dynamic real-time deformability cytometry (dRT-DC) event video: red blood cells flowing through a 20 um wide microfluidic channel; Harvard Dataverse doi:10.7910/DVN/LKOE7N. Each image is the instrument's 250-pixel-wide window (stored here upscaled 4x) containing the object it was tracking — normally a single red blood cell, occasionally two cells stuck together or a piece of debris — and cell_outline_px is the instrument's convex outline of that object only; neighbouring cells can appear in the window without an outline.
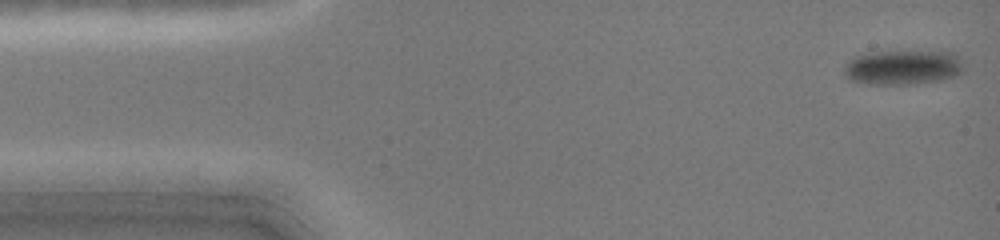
{"species": "common noctule bat (a hibernating species)", "species_latin": "Nyctalus noctula", "temperature_condition": "cold", "stored_images_in_passage": 49, "camera_frame_rate_fps": 3000, "um_per_image_px": 0.085, "animal": {"sex": "female", "body_mass_g": 19.0, "forearm_length_mm": 51.5}, "frame": {"image": 1, "passage_image": 1, "time_ms": 0.0, "image_size_px": [1000, 240], "cell_outline_px": [[964, 72], [956, 76], [944, 80], [908, 84], [872, 84], [848, 80], [844, 76], [844, 68], [848, 60], [852, 56], [872, 52], [956, 52], [960, 56], [964, 68]], "centroid_in_image_um": [76.76, 5.73], "position_along_channel_um": 8.2, "area_um2": 24.45}}
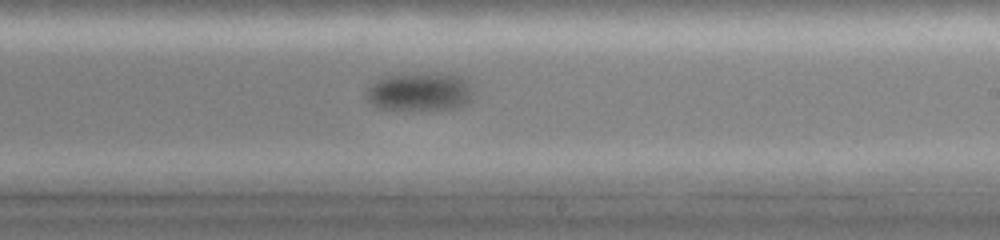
{"frame": {"image": 2, "passage_image": 29, "time_ms": 9.333, "image_size_px": [1000, 240], "cell_outline_px": [[472, 100], [464, 104], [444, 108], [380, 108], [372, 104], [368, 100], [368, 88], [376, 80], [388, 76], [424, 72], [448, 72], [468, 76], [472, 84]], "centroid_in_image_um": [35.8, 7.71], "position_along_channel_um": 253.2, "area_um2": 23.87}}
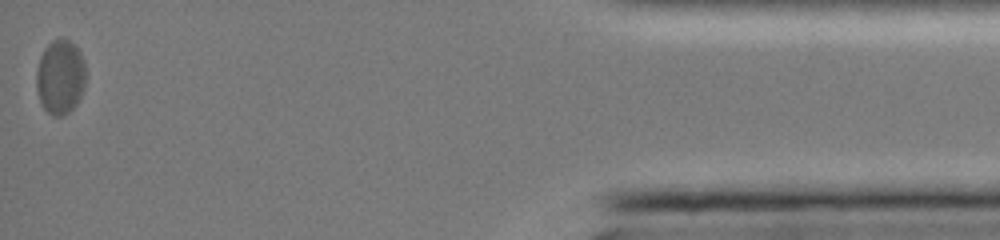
{"frame": {"image": 3, "passage_image": 49, "time_ms": 16.0, "image_size_px": [1000, 240], "cell_outline_px": [[84, 88], [76, 104], [68, 112], [60, 116], [52, 116], [44, 108], [40, 100], [36, 88], [36, 72], [40, 56], [44, 48], [52, 40], [60, 36], [64, 36], [80, 52], [84, 60]], "centroid_in_image_um": [5.1, 6.51], "position_along_channel_um": 430.1, "area_um2": 21.44}, "authors_computed_cell_mechanics": {"area_um2": 24.6806, "velocity_mm_per_s": 3.8471, "shape_relaxation_time_tau1_ms": 4.9379, "shape_relaxation_time_tau2_ms": null, "deformation_change_tau1": 0.1066, "deformation_change_tau2": null}}